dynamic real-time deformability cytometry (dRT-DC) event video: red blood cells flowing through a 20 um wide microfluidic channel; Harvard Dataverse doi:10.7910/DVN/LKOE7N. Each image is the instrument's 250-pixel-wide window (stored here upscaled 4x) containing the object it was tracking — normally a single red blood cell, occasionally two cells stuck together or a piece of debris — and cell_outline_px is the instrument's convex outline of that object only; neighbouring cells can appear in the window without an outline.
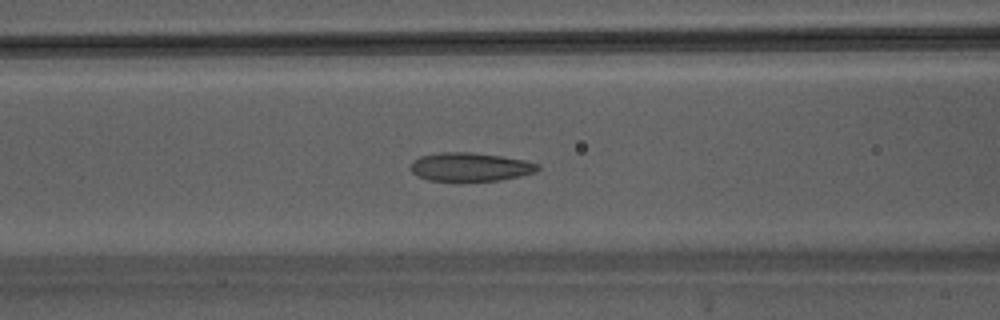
{"species": "Egyptian fruit bat (a non-hibernating species)", "species_latin": "Rousettus aegyptiacus", "temperature_condition": "warm", "stored_images_in_passage": 34, "camera_frame_rate_fps": 3000, "um_per_image_px": 0.085, "animal": {"sex": "male"}, "frame": {"image": 1, "passage_image": 13, "time_ms": 4.0, "image_size_px": [1000, 320], "cell_outline_px": [[540, 168], [536, 172], [520, 176], [500, 180], [428, 180], [416, 176], [412, 172], [412, 160], [420, 156], [440, 152], [472, 152], [500, 156], [524, 160], [540, 164]], "centroid_in_image_um": [39.98, 14.18], "position_along_channel_um": 126.6, "area_um2": 21.04}}
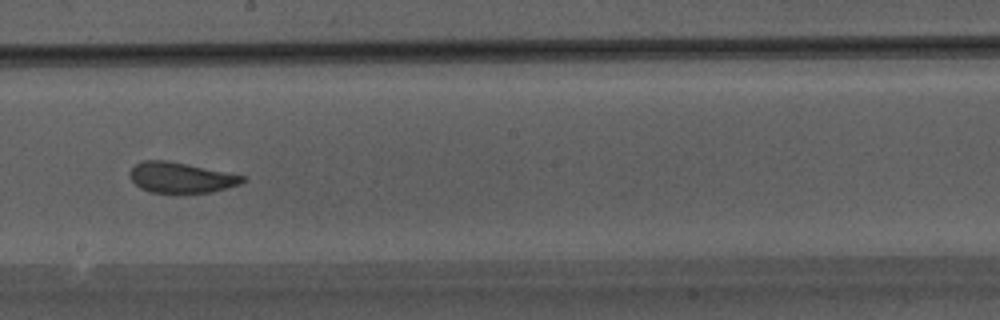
{"frame": {"image": 2, "passage_image": 20, "time_ms": 6.333, "image_size_px": [1000, 320], "cell_outline_px": [[248, 180], [240, 184], [212, 192], [148, 192], [140, 188], [128, 176], [128, 172], [136, 164], [144, 160], [168, 160], [244, 176]], "centroid_in_image_um": [15.35, 15.09], "position_along_channel_um": 232.8, "area_um2": 19.88}}
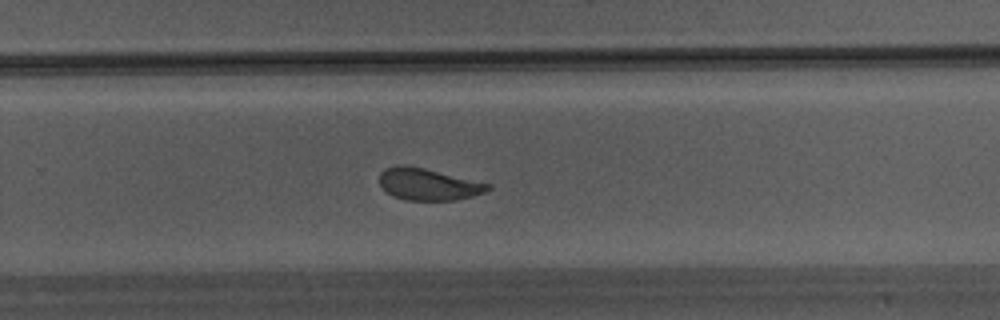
{"frame": {"image": 3, "passage_image": 24, "time_ms": 7.667, "image_size_px": [1000, 320], "cell_outline_px": [[492, 188], [484, 192], [472, 196], [456, 200], [408, 200], [392, 196], [380, 184], [380, 172], [384, 168], [396, 164], [404, 164], [424, 168], [492, 184]], "centroid_in_image_um": [36.4, 15.65], "position_along_channel_um": 293.4, "area_um2": 20.17}}